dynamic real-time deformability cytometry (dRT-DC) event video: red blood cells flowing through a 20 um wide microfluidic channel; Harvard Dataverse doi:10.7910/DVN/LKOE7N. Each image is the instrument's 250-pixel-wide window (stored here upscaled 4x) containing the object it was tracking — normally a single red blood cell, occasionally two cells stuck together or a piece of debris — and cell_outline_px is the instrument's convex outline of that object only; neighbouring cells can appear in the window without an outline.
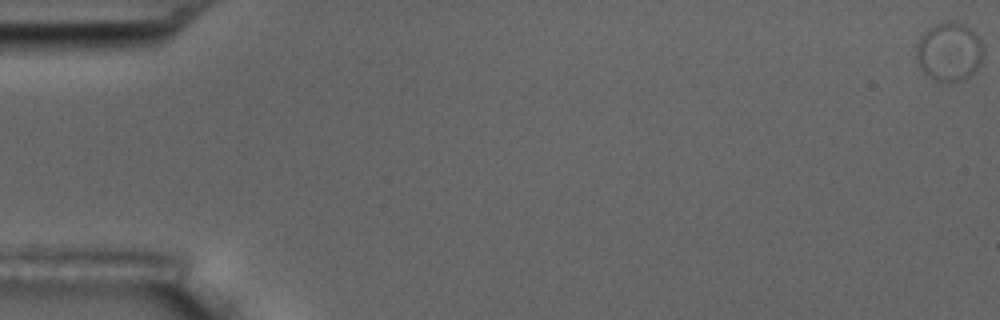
{"species": "common noctule bat (a hibernating species)", "species_latin": "Nyctalus noctula", "temperature_condition": "room temperature", "stored_images_in_passage": 10, "camera_frame_rate_fps": 3000, "um_per_image_px": 0.085, "animal": {"sex": "male", "body_mass_g": 17.5, "forearm_length_mm": 52.3}, "frame": {"image": 1, "passage_image": 1, "time_ms": 0.0, "image_size_px": [1000, 320], "cell_outline_px": [[984, 56], [976, 72], [960, 80], [948, 84], [936, 80], [928, 76], [920, 68], [916, 60], [916, 44], [920, 36], [928, 28], [936, 24], [948, 20], [956, 20], [964, 24], [976, 32], [984, 44]], "centroid_in_image_um": [80.71, 4.39], "position_along_channel_um": 4.3, "area_um2": 23.76}}
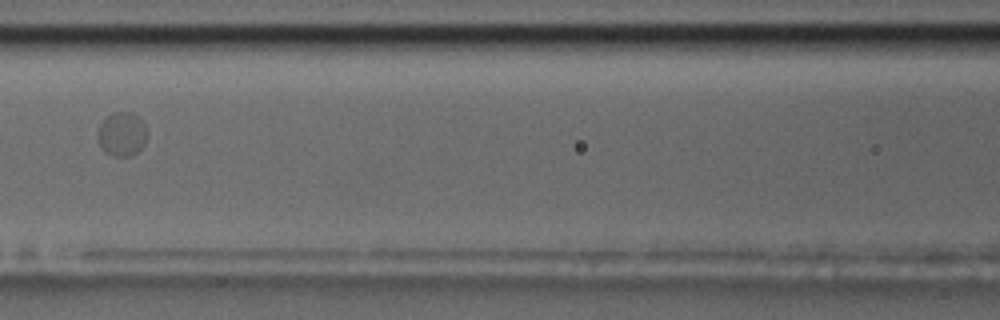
{"frame": {"image": 2, "passage_image": 9, "time_ms": 9.0, "image_size_px": [1000, 320], "cell_outline_px": [[148, 132], [144, 144], [132, 156], [112, 156], [104, 152], [96, 136], [100, 124], [112, 112], [132, 112], [140, 116], [144, 120]], "centroid_in_image_um": [10.39, 11.38], "position_along_channel_um": 156.2, "area_um2": 12.95}}
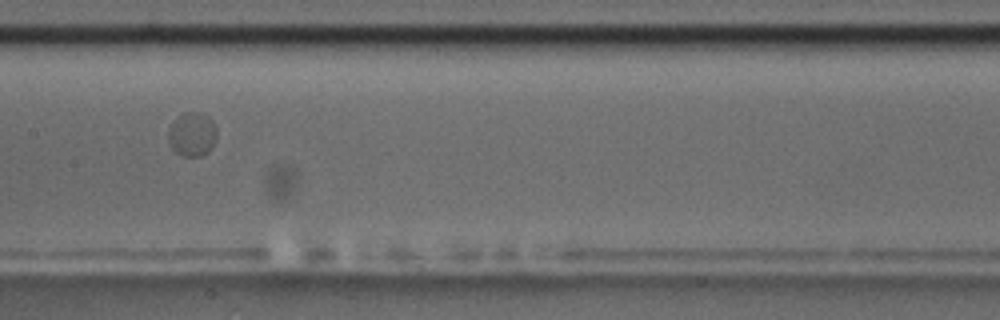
{"frame": {"image": 3, "passage_image": 10, "time_ms": 10.0, "image_size_px": [1000, 320], "cell_outline_px": [[216, 140], [212, 148], [208, 152], [200, 156], [180, 156], [172, 148], [168, 140], [168, 128], [172, 120], [184, 112], [200, 112], [208, 116], [216, 124]], "centroid_in_image_um": [16.33, 11.4], "position_along_channel_um": 191.1, "area_um2": 12.77}}